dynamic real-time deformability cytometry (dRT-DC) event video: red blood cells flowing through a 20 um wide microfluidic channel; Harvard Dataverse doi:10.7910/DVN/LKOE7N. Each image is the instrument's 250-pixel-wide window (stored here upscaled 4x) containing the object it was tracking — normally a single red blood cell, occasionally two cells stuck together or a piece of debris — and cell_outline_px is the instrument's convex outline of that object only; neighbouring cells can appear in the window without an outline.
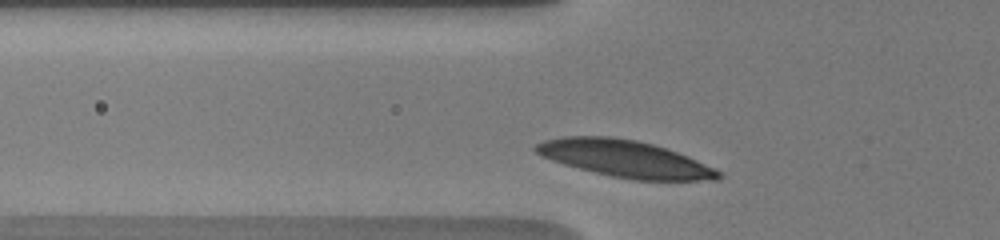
{"species": "human", "species_latin": "Homo sapiens", "temperature_condition": "warm", "stored_images_in_passage": 3, "camera_frame_rate_fps": 3000, "um_per_image_px": 0.085, "donor": {"sex": "male"}, "frame": {"image": 1, "passage_image": 2, "time_ms": 0.667, "image_size_px": [1000, 240], "cell_outline_px": [[724, 176], [720, 180], [636, 180], [612, 176], [564, 164], [540, 156], [532, 148], [536, 144], [544, 140], [564, 136], [608, 136], [636, 140], [652, 144], [688, 156], [720, 172]], "centroid_in_image_um": [53.1, 13.49], "position_along_channel_um": 72.7, "area_um2": 38.84}}